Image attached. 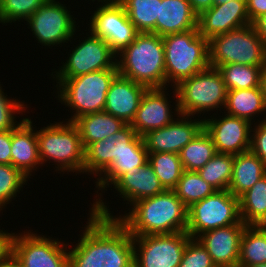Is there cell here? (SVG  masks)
Instances as JSON below:
<instances>
[{
    "label": "cell",
    "instance_id": "obj_1",
    "mask_svg": "<svg viewBox=\"0 0 266 267\" xmlns=\"http://www.w3.org/2000/svg\"><path fill=\"white\" fill-rule=\"evenodd\" d=\"M86 227L69 250V267H134L133 236L117 220L89 210Z\"/></svg>",
    "mask_w": 266,
    "mask_h": 267
},
{
    "label": "cell",
    "instance_id": "obj_2",
    "mask_svg": "<svg viewBox=\"0 0 266 267\" xmlns=\"http://www.w3.org/2000/svg\"><path fill=\"white\" fill-rule=\"evenodd\" d=\"M103 200L94 202L90 210L95 215L117 219L132 236L173 234L187 229L188 208L173 190L136 201L122 216H114Z\"/></svg>",
    "mask_w": 266,
    "mask_h": 267
},
{
    "label": "cell",
    "instance_id": "obj_3",
    "mask_svg": "<svg viewBox=\"0 0 266 267\" xmlns=\"http://www.w3.org/2000/svg\"><path fill=\"white\" fill-rule=\"evenodd\" d=\"M118 74L149 88H166L165 51L161 36L141 32L116 56Z\"/></svg>",
    "mask_w": 266,
    "mask_h": 267
},
{
    "label": "cell",
    "instance_id": "obj_4",
    "mask_svg": "<svg viewBox=\"0 0 266 267\" xmlns=\"http://www.w3.org/2000/svg\"><path fill=\"white\" fill-rule=\"evenodd\" d=\"M36 135L41 166L52 160L53 165L54 163L57 165L56 173L58 171L63 174L64 172L83 174L85 149L79 129L73 122L63 120L50 123L47 127L36 129Z\"/></svg>",
    "mask_w": 266,
    "mask_h": 267
},
{
    "label": "cell",
    "instance_id": "obj_5",
    "mask_svg": "<svg viewBox=\"0 0 266 267\" xmlns=\"http://www.w3.org/2000/svg\"><path fill=\"white\" fill-rule=\"evenodd\" d=\"M162 39L167 87L169 84L175 87L181 81L210 66L208 40L199 34L198 27L166 35Z\"/></svg>",
    "mask_w": 266,
    "mask_h": 267
},
{
    "label": "cell",
    "instance_id": "obj_6",
    "mask_svg": "<svg viewBox=\"0 0 266 267\" xmlns=\"http://www.w3.org/2000/svg\"><path fill=\"white\" fill-rule=\"evenodd\" d=\"M117 75V69H103L65 80H56V98L74 112L71 118L65 121L74 122L82 115L102 112L110 84Z\"/></svg>",
    "mask_w": 266,
    "mask_h": 267
},
{
    "label": "cell",
    "instance_id": "obj_7",
    "mask_svg": "<svg viewBox=\"0 0 266 267\" xmlns=\"http://www.w3.org/2000/svg\"><path fill=\"white\" fill-rule=\"evenodd\" d=\"M175 90L180 113L192 118L224 109L228 91L221 73L211 66L181 81Z\"/></svg>",
    "mask_w": 266,
    "mask_h": 267
},
{
    "label": "cell",
    "instance_id": "obj_8",
    "mask_svg": "<svg viewBox=\"0 0 266 267\" xmlns=\"http://www.w3.org/2000/svg\"><path fill=\"white\" fill-rule=\"evenodd\" d=\"M209 65L225 64L264 66L266 48L252 24L233 29L208 40Z\"/></svg>",
    "mask_w": 266,
    "mask_h": 267
},
{
    "label": "cell",
    "instance_id": "obj_9",
    "mask_svg": "<svg viewBox=\"0 0 266 267\" xmlns=\"http://www.w3.org/2000/svg\"><path fill=\"white\" fill-rule=\"evenodd\" d=\"M240 221L239 198L228 190L215 191L188 207L186 232L196 239L204 232Z\"/></svg>",
    "mask_w": 266,
    "mask_h": 267
},
{
    "label": "cell",
    "instance_id": "obj_10",
    "mask_svg": "<svg viewBox=\"0 0 266 267\" xmlns=\"http://www.w3.org/2000/svg\"><path fill=\"white\" fill-rule=\"evenodd\" d=\"M65 5L61 1L48 0L26 20L27 28L42 46H64L65 42L71 44V39L75 38L77 18Z\"/></svg>",
    "mask_w": 266,
    "mask_h": 267
},
{
    "label": "cell",
    "instance_id": "obj_11",
    "mask_svg": "<svg viewBox=\"0 0 266 267\" xmlns=\"http://www.w3.org/2000/svg\"><path fill=\"white\" fill-rule=\"evenodd\" d=\"M17 234L13 238L12 254L22 267H69V244L32 230Z\"/></svg>",
    "mask_w": 266,
    "mask_h": 267
},
{
    "label": "cell",
    "instance_id": "obj_12",
    "mask_svg": "<svg viewBox=\"0 0 266 267\" xmlns=\"http://www.w3.org/2000/svg\"><path fill=\"white\" fill-rule=\"evenodd\" d=\"M89 34L82 42L79 39L78 45L68 53L66 62H61L63 65L59 70L52 72L51 77L55 75L53 79L65 80L103 69H117V55L109 45L92 32L89 31Z\"/></svg>",
    "mask_w": 266,
    "mask_h": 267
},
{
    "label": "cell",
    "instance_id": "obj_13",
    "mask_svg": "<svg viewBox=\"0 0 266 267\" xmlns=\"http://www.w3.org/2000/svg\"><path fill=\"white\" fill-rule=\"evenodd\" d=\"M190 239L186 231L133 236L134 267H178Z\"/></svg>",
    "mask_w": 266,
    "mask_h": 267
},
{
    "label": "cell",
    "instance_id": "obj_14",
    "mask_svg": "<svg viewBox=\"0 0 266 267\" xmlns=\"http://www.w3.org/2000/svg\"><path fill=\"white\" fill-rule=\"evenodd\" d=\"M93 12L88 30L103 39L116 55L140 33L117 0L110 4H100Z\"/></svg>",
    "mask_w": 266,
    "mask_h": 267
},
{
    "label": "cell",
    "instance_id": "obj_15",
    "mask_svg": "<svg viewBox=\"0 0 266 267\" xmlns=\"http://www.w3.org/2000/svg\"><path fill=\"white\" fill-rule=\"evenodd\" d=\"M127 149H146L143 137L137 135L130 124L85 149L83 174L99 177Z\"/></svg>",
    "mask_w": 266,
    "mask_h": 267
},
{
    "label": "cell",
    "instance_id": "obj_16",
    "mask_svg": "<svg viewBox=\"0 0 266 267\" xmlns=\"http://www.w3.org/2000/svg\"><path fill=\"white\" fill-rule=\"evenodd\" d=\"M224 114L222 112L218 119L214 114L210 118L204 115L203 118V128L211 137L217 153L236 155L250 150L253 124L246 119Z\"/></svg>",
    "mask_w": 266,
    "mask_h": 267
},
{
    "label": "cell",
    "instance_id": "obj_17",
    "mask_svg": "<svg viewBox=\"0 0 266 267\" xmlns=\"http://www.w3.org/2000/svg\"><path fill=\"white\" fill-rule=\"evenodd\" d=\"M166 88H149L143 94L135 118L131 122V127L137 135L144 136L146 133L169 125L181 115L178 107V96L175 87H171L174 93L175 112H172L170 99ZM177 112V113H176ZM175 113V114H174Z\"/></svg>",
    "mask_w": 266,
    "mask_h": 267
},
{
    "label": "cell",
    "instance_id": "obj_18",
    "mask_svg": "<svg viewBox=\"0 0 266 267\" xmlns=\"http://www.w3.org/2000/svg\"><path fill=\"white\" fill-rule=\"evenodd\" d=\"M191 117L181 114L169 125L146 133L143 140L148 153L179 154L180 150L203 129V119L195 118L193 120Z\"/></svg>",
    "mask_w": 266,
    "mask_h": 267
},
{
    "label": "cell",
    "instance_id": "obj_19",
    "mask_svg": "<svg viewBox=\"0 0 266 267\" xmlns=\"http://www.w3.org/2000/svg\"><path fill=\"white\" fill-rule=\"evenodd\" d=\"M248 24L252 23L247 12L246 0H232L213 5L198 16L199 34L207 40Z\"/></svg>",
    "mask_w": 266,
    "mask_h": 267
},
{
    "label": "cell",
    "instance_id": "obj_20",
    "mask_svg": "<svg viewBox=\"0 0 266 267\" xmlns=\"http://www.w3.org/2000/svg\"><path fill=\"white\" fill-rule=\"evenodd\" d=\"M245 226L241 220L236 224L204 232L196 239L205 247L217 267H238Z\"/></svg>",
    "mask_w": 266,
    "mask_h": 267
},
{
    "label": "cell",
    "instance_id": "obj_21",
    "mask_svg": "<svg viewBox=\"0 0 266 267\" xmlns=\"http://www.w3.org/2000/svg\"><path fill=\"white\" fill-rule=\"evenodd\" d=\"M147 89L146 86L118 74L110 84L103 111L131 124Z\"/></svg>",
    "mask_w": 266,
    "mask_h": 267
},
{
    "label": "cell",
    "instance_id": "obj_22",
    "mask_svg": "<svg viewBox=\"0 0 266 267\" xmlns=\"http://www.w3.org/2000/svg\"><path fill=\"white\" fill-rule=\"evenodd\" d=\"M31 118H26L12 130L11 165L19 169L26 177L41 165L36 129Z\"/></svg>",
    "mask_w": 266,
    "mask_h": 267
},
{
    "label": "cell",
    "instance_id": "obj_23",
    "mask_svg": "<svg viewBox=\"0 0 266 267\" xmlns=\"http://www.w3.org/2000/svg\"><path fill=\"white\" fill-rule=\"evenodd\" d=\"M113 188L119 196L127 201L128 206L140 199L161 194L166 189L155 174L153 167L146 163L140 170H133L123 174L114 184Z\"/></svg>",
    "mask_w": 266,
    "mask_h": 267
},
{
    "label": "cell",
    "instance_id": "obj_24",
    "mask_svg": "<svg viewBox=\"0 0 266 267\" xmlns=\"http://www.w3.org/2000/svg\"><path fill=\"white\" fill-rule=\"evenodd\" d=\"M198 27V15L188 0H159V17L156 34L166 35L186 32Z\"/></svg>",
    "mask_w": 266,
    "mask_h": 267
},
{
    "label": "cell",
    "instance_id": "obj_25",
    "mask_svg": "<svg viewBox=\"0 0 266 267\" xmlns=\"http://www.w3.org/2000/svg\"><path fill=\"white\" fill-rule=\"evenodd\" d=\"M265 175L266 164L251 150L236 154L228 191L239 198Z\"/></svg>",
    "mask_w": 266,
    "mask_h": 267
},
{
    "label": "cell",
    "instance_id": "obj_26",
    "mask_svg": "<svg viewBox=\"0 0 266 267\" xmlns=\"http://www.w3.org/2000/svg\"><path fill=\"white\" fill-rule=\"evenodd\" d=\"M73 123L79 129L84 149L96 141L105 140L126 125L123 120L105 111L82 115Z\"/></svg>",
    "mask_w": 266,
    "mask_h": 267
},
{
    "label": "cell",
    "instance_id": "obj_27",
    "mask_svg": "<svg viewBox=\"0 0 266 267\" xmlns=\"http://www.w3.org/2000/svg\"><path fill=\"white\" fill-rule=\"evenodd\" d=\"M224 110L226 114L246 119L253 124L256 115L266 113V100L261 87L228 90Z\"/></svg>",
    "mask_w": 266,
    "mask_h": 267
},
{
    "label": "cell",
    "instance_id": "obj_28",
    "mask_svg": "<svg viewBox=\"0 0 266 267\" xmlns=\"http://www.w3.org/2000/svg\"><path fill=\"white\" fill-rule=\"evenodd\" d=\"M146 163H148V151L146 149H127L123 151L117 159H115L111 165L98 177L95 181L98 190L95 192L97 200L102 198V194L107 191L106 188L112 187V185L126 172H132L133 170H140ZM103 191L98 194V191ZM98 197V199H97Z\"/></svg>",
    "mask_w": 266,
    "mask_h": 267
},
{
    "label": "cell",
    "instance_id": "obj_29",
    "mask_svg": "<svg viewBox=\"0 0 266 267\" xmlns=\"http://www.w3.org/2000/svg\"><path fill=\"white\" fill-rule=\"evenodd\" d=\"M241 220L246 225L266 222V175L239 197Z\"/></svg>",
    "mask_w": 266,
    "mask_h": 267
},
{
    "label": "cell",
    "instance_id": "obj_30",
    "mask_svg": "<svg viewBox=\"0 0 266 267\" xmlns=\"http://www.w3.org/2000/svg\"><path fill=\"white\" fill-rule=\"evenodd\" d=\"M266 263V230L260 225H246L240 245L238 267Z\"/></svg>",
    "mask_w": 266,
    "mask_h": 267
},
{
    "label": "cell",
    "instance_id": "obj_31",
    "mask_svg": "<svg viewBox=\"0 0 266 267\" xmlns=\"http://www.w3.org/2000/svg\"><path fill=\"white\" fill-rule=\"evenodd\" d=\"M217 154L211 137L203 128L197 136L179 152L186 171H198Z\"/></svg>",
    "mask_w": 266,
    "mask_h": 267
},
{
    "label": "cell",
    "instance_id": "obj_32",
    "mask_svg": "<svg viewBox=\"0 0 266 267\" xmlns=\"http://www.w3.org/2000/svg\"><path fill=\"white\" fill-rule=\"evenodd\" d=\"M123 7L134 27L141 32L156 34L159 17V0H117Z\"/></svg>",
    "mask_w": 266,
    "mask_h": 267
},
{
    "label": "cell",
    "instance_id": "obj_33",
    "mask_svg": "<svg viewBox=\"0 0 266 267\" xmlns=\"http://www.w3.org/2000/svg\"><path fill=\"white\" fill-rule=\"evenodd\" d=\"M148 163L166 190H173L184 171L179 154L171 152L148 153Z\"/></svg>",
    "mask_w": 266,
    "mask_h": 267
},
{
    "label": "cell",
    "instance_id": "obj_34",
    "mask_svg": "<svg viewBox=\"0 0 266 267\" xmlns=\"http://www.w3.org/2000/svg\"><path fill=\"white\" fill-rule=\"evenodd\" d=\"M233 163L234 155L217 153L197 172L216 191L228 190L233 174Z\"/></svg>",
    "mask_w": 266,
    "mask_h": 267
},
{
    "label": "cell",
    "instance_id": "obj_35",
    "mask_svg": "<svg viewBox=\"0 0 266 267\" xmlns=\"http://www.w3.org/2000/svg\"><path fill=\"white\" fill-rule=\"evenodd\" d=\"M262 67L233 63L220 65L217 69L223 77L227 90H238L261 87Z\"/></svg>",
    "mask_w": 266,
    "mask_h": 267
},
{
    "label": "cell",
    "instance_id": "obj_36",
    "mask_svg": "<svg viewBox=\"0 0 266 267\" xmlns=\"http://www.w3.org/2000/svg\"><path fill=\"white\" fill-rule=\"evenodd\" d=\"M173 191L188 208L192 204L212 195L216 190L203 180L198 172L184 170Z\"/></svg>",
    "mask_w": 266,
    "mask_h": 267
},
{
    "label": "cell",
    "instance_id": "obj_37",
    "mask_svg": "<svg viewBox=\"0 0 266 267\" xmlns=\"http://www.w3.org/2000/svg\"><path fill=\"white\" fill-rule=\"evenodd\" d=\"M26 177L19 169L11 164H0V212L6 208V204L16 199L24 184L27 185Z\"/></svg>",
    "mask_w": 266,
    "mask_h": 267
},
{
    "label": "cell",
    "instance_id": "obj_38",
    "mask_svg": "<svg viewBox=\"0 0 266 267\" xmlns=\"http://www.w3.org/2000/svg\"><path fill=\"white\" fill-rule=\"evenodd\" d=\"M48 0H0V23L26 21Z\"/></svg>",
    "mask_w": 266,
    "mask_h": 267
},
{
    "label": "cell",
    "instance_id": "obj_39",
    "mask_svg": "<svg viewBox=\"0 0 266 267\" xmlns=\"http://www.w3.org/2000/svg\"><path fill=\"white\" fill-rule=\"evenodd\" d=\"M5 94L6 93H4V89H2L0 84V131L14 130L18 127L26 118H23L18 122L15 119V114L17 113L18 115L21 112L24 113L26 108H28L24 102L15 98L10 99L7 97L8 95Z\"/></svg>",
    "mask_w": 266,
    "mask_h": 267
},
{
    "label": "cell",
    "instance_id": "obj_40",
    "mask_svg": "<svg viewBox=\"0 0 266 267\" xmlns=\"http://www.w3.org/2000/svg\"><path fill=\"white\" fill-rule=\"evenodd\" d=\"M178 267H217L205 247L195 238H191L185 247Z\"/></svg>",
    "mask_w": 266,
    "mask_h": 267
},
{
    "label": "cell",
    "instance_id": "obj_41",
    "mask_svg": "<svg viewBox=\"0 0 266 267\" xmlns=\"http://www.w3.org/2000/svg\"><path fill=\"white\" fill-rule=\"evenodd\" d=\"M264 117L261 121L255 119L258 123L252 126L250 150L266 164V114Z\"/></svg>",
    "mask_w": 266,
    "mask_h": 267
},
{
    "label": "cell",
    "instance_id": "obj_42",
    "mask_svg": "<svg viewBox=\"0 0 266 267\" xmlns=\"http://www.w3.org/2000/svg\"><path fill=\"white\" fill-rule=\"evenodd\" d=\"M12 130L0 131V164H11Z\"/></svg>",
    "mask_w": 266,
    "mask_h": 267
},
{
    "label": "cell",
    "instance_id": "obj_43",
    "mask_svg": "<svg viewBox=\"0 0 266 267\" xmlns=\"http://www.w3.org/2000/svg\"><path fill=\"white\" fill-rule=\"evenodd\" d=\"M14 235L15 233L0 229V264L12 254Z\"/></svg>",
    "mask_w": 266,
    "mask_h": 267
},
{
    "label": "cell",
    "instance_id": "obj_44",
    "mask_svg": "<svg viewBox=\"0 0 266 267\" xmlns=\"http://www.w3.org/2000/svg\"><path fill=\"white\" fill-rule=\"evenodd\" d=\"M247 12L252 23L258 16L266 13V0H246Z\"/></svg>",
    "mask_w": 266,
    "mask_h": 267
},
{
    "label": "cell",
    "instance_id": "obj_45",
    "mask_svg": "<svg viewBox=\"0 0 266 267\" xmlns=\"http://www.w3.org/2000/svg\"><path fill=\"white\" fill-rule=\"evenodd\" d=\"M252 26L256 30L257 35L262 40L266 48V13L258 16L253 22Z\"/></svg>",
    "mask_w": 266,
    "mask_h": 267
},
{
    "label": "cell",
    "instance_id": "obj_46",
    "mask_svg": "<svg viewBox=\"0 0 266 267\" xmlns=\"http://www.w3.org/2000/svg\"><path fill=\"white\" fill-rule=\"evenodd\" d=\"M193 11L199 16L203 11L210 9L214 3L213 0H188Z\"/></svg>",
    "mask_w": 266,
    "mask_h": 267
},
{
    "label": "cell",
    "instance_id": "obj_47",
    "mask_svg": "<svg viewBox=\"0 0 266 267\" xmlns=\"http://www.w3.org/2000/svg\"><path fill=\"white\" fill-rule=\"evenodd\" d=\"M0 267H22L20 262L11 254L4 262L0 264Z\"/></svg>",
    "mask_w": 266,
    "mask_h": 267
},
{
    "label": "cell",
    "instance_id": "obj_48",
    "mask_svg": "<svg viewBox=\"0 0 266 267\" xmlns=\"http://www.w3.org/2000/svg\"><path fill=\"white\" fill-rule=\"evenodd\" d=\"M260 86L262 89V93L264 94V98L266 100V64L262 67L261 70Z\"/></svg>",
    "mask_w": 266,
    "mask_h": 267
},
{
    "label": "cell",
    "instance_id": "obj_49",
    "mask_svg": "<svg viewBox=\"0 0 266 267\" xmlns=\"http://www.w3.org/2000/svg\"><path fill=\"white\" fill-rule=\"evenodd\" d=\"M93 2H95V0H92ZM98 4H100V2H102L101 4H110L115 2L116 0H97Z\"/></svg>",
    "mask_w": 266,
    "mask_h": 267
},
{
    "label": "cell",
    "instance_id": "obj_50",
    "mask_svg": "<svg viewBox=\"0 0 266 267\" xmlns=\"http://www.w3.org/2000/svg\"><path fill=\"white\" fill-rule=\"evenodd\" d=\"M232 1V0H213L214 5H220L226 2Z\"/></svg>",
    "mask_w": 266,
    "mask_h": 267
},
{
    "label": "cell",
    "instance_id": "obj_51",
    "mask_svg": "<svg viewBox=\"0 0 266 267\" xmlns=\"http://www.w3.org/2000/svg\"><path fill=\"white\" fill-rule=\"evenodd\" d=\"M247 267H266V263L252 265V266H247Z\"/></svg>",
    "mask_w": 266,
    "mask_h": 267
},
{
    "label": "cell",
    "instance_id": "obj_52",
    "mask_svg": "<svg viewBox=\"0 0 266 267\" xmlns=\"http://www.w3.org/2000/svg\"><path fill=\"white\" fill-rule=\"evenodd\" d=\"M262 226L266 230V222Z\"/></svg>",
    "mask_w": 266,
    "mask_h": 267
}]
</instances>
